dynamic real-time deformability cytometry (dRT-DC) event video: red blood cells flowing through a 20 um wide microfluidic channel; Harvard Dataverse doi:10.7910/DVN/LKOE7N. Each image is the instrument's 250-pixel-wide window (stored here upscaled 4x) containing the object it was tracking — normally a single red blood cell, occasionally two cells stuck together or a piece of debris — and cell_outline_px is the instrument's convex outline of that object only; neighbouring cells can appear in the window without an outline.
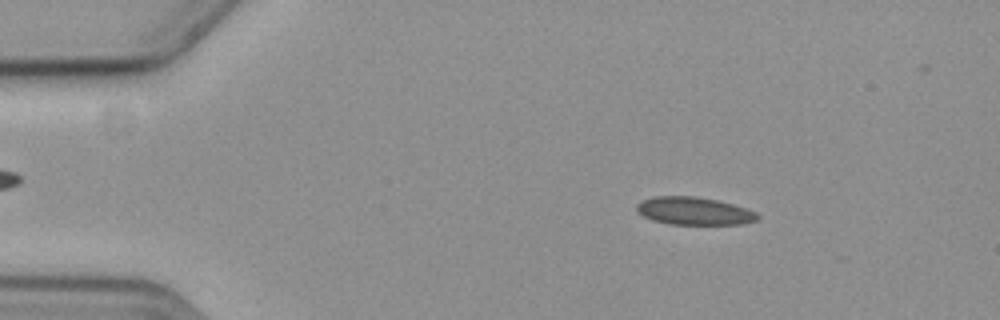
{"species": "common noctule bat (a hibernating species)", "species_latin": "Nyctalus noctula", "temperature_condition": "cold", "stored_images_in_passage": 21, "camera_frame_rate_fps": 3000, "um_per_image_px": 0.085, "animal": {"sex": "female", "body_mass_g": 19.3, "forearm_length_mm": 54.1}, "frame": {"image": 1, "passage_image": 9, "time_ms": 2.667, "image_size_px": [1000, 320], "cell_outline_px": [[760, 220], [740, 224], [668, 224], [652, 220], [636, 212], [636, 204], [640, 200], [652, 196], [696, 196], [716, 200], [732, 204], [756, 212], [760, 216]], "centroid_in_image_um": [58.95, 17.93], "position_along_channel_um": 26.0, "area_um2": 19.71}}
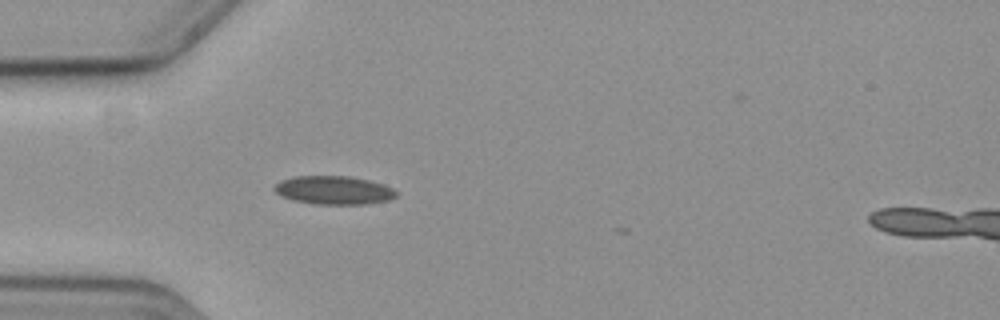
{"frame": {"image": 2, "passage_image": 17, "time_ms": 5.333, "image_size_px": [1000, 320], "cell_outline_px": [[396, 196], [392, 200], [368, 204], [312, 204], [292, 200], [280, 196], [272, 188], [280, 180], [296, 176], [348, 176], [368, 180], [384, 184], [392, 188], [396, 192]], "centroid_in_image_um": [28.36, 16.17], "position_along_channel_um": 56.6, "area_um2": 20.4}}